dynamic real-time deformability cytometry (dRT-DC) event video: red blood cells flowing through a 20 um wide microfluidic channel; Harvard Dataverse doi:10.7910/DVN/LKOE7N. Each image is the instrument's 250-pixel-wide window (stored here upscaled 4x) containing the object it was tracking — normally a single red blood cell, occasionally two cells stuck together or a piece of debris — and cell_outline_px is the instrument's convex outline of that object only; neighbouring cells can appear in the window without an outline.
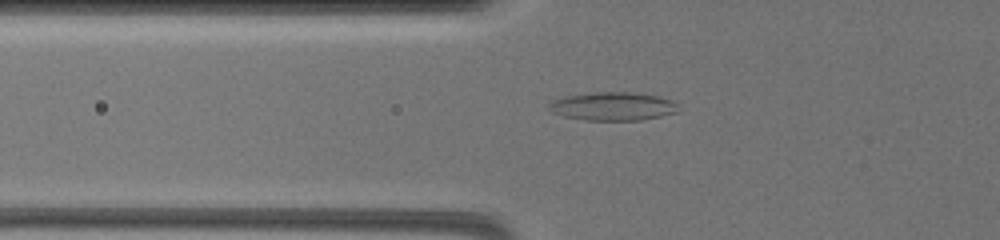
{"species": "common noctule bat (a hibernating species)", "species_latin": "Nyctalus noctula", "temperature_condition": "warm", "stored_images_in_passage": 45, "camera_frame_rate_fps": 3000, "um_per_image_px": 0.085, "animal": {"sex": "female", "body_mass_g": 19.5, "forearm_length_mm": 54.1}, "frame": {"image": 1, "passage_image": 5, "time_ms": 1.0, "image_size_px": [1000, 240], "cell_outline_px": [[676, 112], [660, 116], [640, 120], [584, 120], [564, 116], [552, 112], [548, 108], [548, 104], [552, 100], [564, 96], [592, 92], [628, 92], [660, 96], [672, 100], [676, 104]], "centroid_in_image_um": [52.04, 9.03], "position_along_channel_um": 73.8, "area_um2": 21.33}}
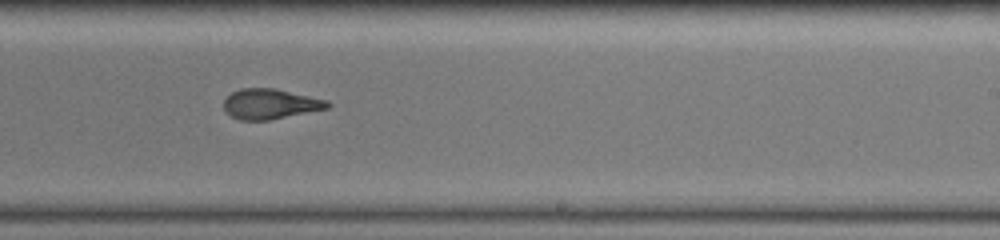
{"frame": {"image": 2, "passage_image": 24, "time_ms": 6.667, "image_size_px": [1000, 240], "cell_outline_px": [[332, 104], [328, 108], [268, 120], [240, 120], [232, 116], [224, 108], [224, 100], [232, 92], [240, 88], [276, 88], [328, 100]], "centroid_in_image_um": [22.99, 8.82], "position_along_channel_um": 266.0, "area_um2": 18.15}}
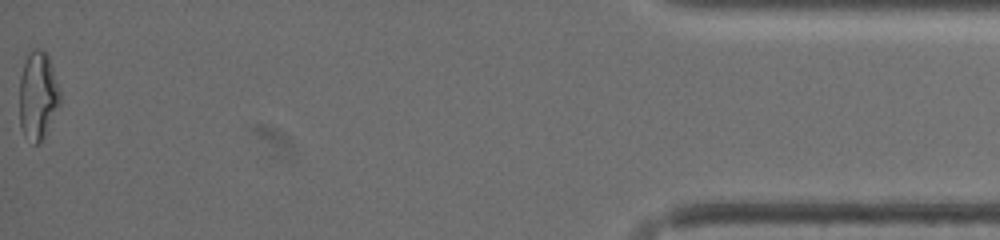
{"frame": {"image": 3, "passage_image": 45, "time_ms": 13.667, "image_size_px": [1000, 240], "cell_outline_px": [[60, 104], [44, 136], [36, 144], [24, 136], [20, 124], [20, 76], [28, 52], [32, 48], [44, 48], [48, 52], [52, 64], [60, 92]], "centroid_in_image_um": [3.23, 8.04], "position_along_channel_um": 432.0, "area_um2": 20.92}, "authors_computed_cell_mechanics": {"area_um2": 18.785, "velocity_mm_per_s": 3.4665, "shape_relaxation_time_tau1_ms": 6.0765, "shape_relaxation_time_tau2_ms": 1.5954, "deformation_change_tau1": 0.2219, "deformation_change_tau2": 0.0945}}